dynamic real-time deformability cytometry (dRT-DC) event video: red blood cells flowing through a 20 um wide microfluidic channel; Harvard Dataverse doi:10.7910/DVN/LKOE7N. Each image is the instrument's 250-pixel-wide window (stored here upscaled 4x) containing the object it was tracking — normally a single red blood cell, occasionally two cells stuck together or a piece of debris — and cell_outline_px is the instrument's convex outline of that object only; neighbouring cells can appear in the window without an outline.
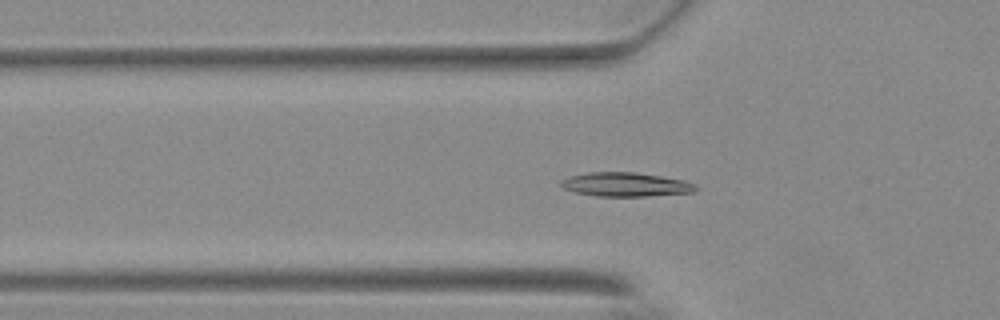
{"species": "Egyptian fruit bat (a non-hibernating species)", "species_latin": "Rousettus aegyptiacus", "temperature_condition": "warm", "stored_images_in_passage": 49, "camera_frame_rate_fps": 3000, "um_per_image_px": 0.085, "animal": {"sex": "female"}, "frame": {"image": 1, "passage_image": 12, "time_ms": 3.667, "image_size_px": [1000, 320], "cell_outline_px": [[696, 188], [692, 192], [648, 196], [596, 196], [576, 192], [564, 188], [560, 184], [560, 180], [568, 176], [588, 172], [636, 172], [684, 180], [696, 184]], "centroid_in_image_um": [53.14, 15.67], "position_along_channel_um": 72.7, "area_um2": 18.79}}
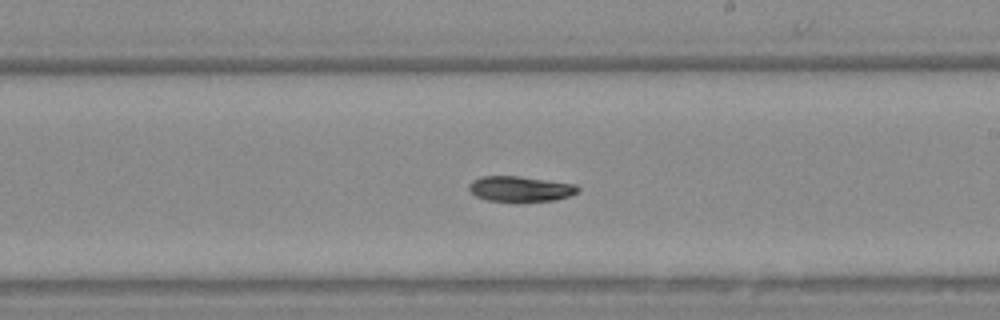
{"frame": {"image": 2, "passage_image": 26, "time_ms": 8.333, "image_size_px": [1000, 320], "cell_outline_px": [[580, 188], [576, 192], [568, 196], [556, 200], [488, 200], [476, 196], [468, 192], [468, 184], [472, 180], [480, 176], [516, 176], [576, 184]], "centroid_in_image_um": [44.17, 16.03], "position_along_channel_um": 244.8, "area_um2": 15.78}}
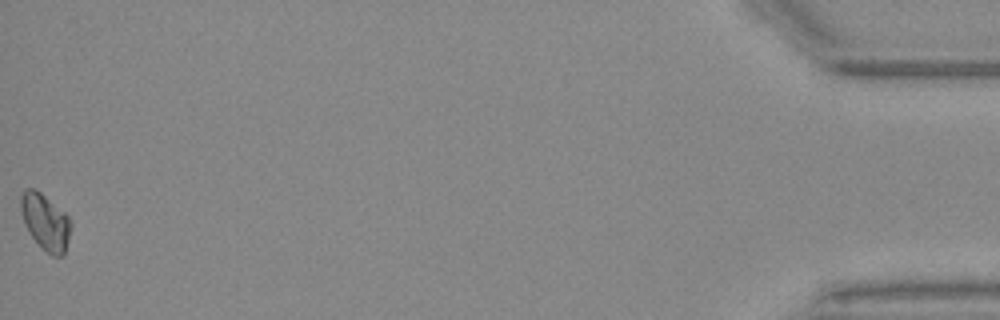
{"frame": {"image": 3, "passage_image": 49, "time_ms": 16.0, "image_size_px": [1000, 320], "cell_outline_px": [[72, 224], [64, 256], [52, 256], [28, 232], [24, 224], [20, 212], [20, 196], [28, 188], [32, 188], [40, 192], [64, 212], [68, 216]], "centroid_in_image_um": [3.85, 18.86], "position_along_channel_um": 431.3, "area_um2": 16.18}, "authors_computed_cell_mechanics": {"area_um2": 16.5308, "velocity_mm_per_s": 3.6878, "shape_relaxation_time_tau1_ms": 9.3393, "shape_relaxation_time_tau2_ms": null, "deformation_change_tau1": 0.1926, "deformation_change_tau2": null}}